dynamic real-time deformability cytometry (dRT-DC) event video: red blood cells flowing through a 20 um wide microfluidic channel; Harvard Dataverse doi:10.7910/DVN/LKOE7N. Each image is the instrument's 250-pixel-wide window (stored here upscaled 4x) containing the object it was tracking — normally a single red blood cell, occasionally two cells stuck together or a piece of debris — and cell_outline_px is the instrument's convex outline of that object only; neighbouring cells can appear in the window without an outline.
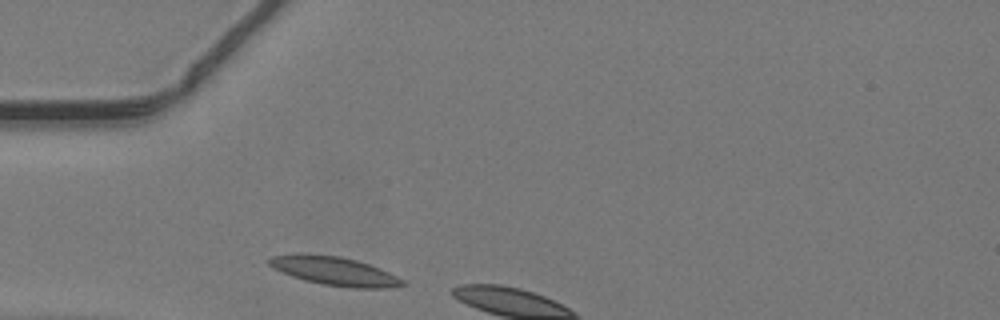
{"species": "common noctule bat (a hibernating species)", "species_latin": "Nyctalus noctula", "temperature_condition": "warm", "stored_images_in_passage": 3, "camera_frame_rate_fps": 3000, "um_per_image_px": 0.085, "animal": {"sex": "male", "body_mass_g": 19.2, "forearm_length_mm": 51.8}, "frame": {"image": 1, "passage_image": 1, "time_ms": 0.0, "image_size_px": [1000, 320], "cell_outline_px": [[404, 284], [388, 288], [352, 288], [324, 284], [304, 280], [292, 276], [272, 268], [268, 264], [268, 260], [272, 256], [292, 252], [296, 252], [340, 256], [356, 260], [380, 268], [404, 280]], "centroid_in_image_um": [28.36, 23.01], "position_along_channel_um": 56.6, "area_um2": 22.37}}